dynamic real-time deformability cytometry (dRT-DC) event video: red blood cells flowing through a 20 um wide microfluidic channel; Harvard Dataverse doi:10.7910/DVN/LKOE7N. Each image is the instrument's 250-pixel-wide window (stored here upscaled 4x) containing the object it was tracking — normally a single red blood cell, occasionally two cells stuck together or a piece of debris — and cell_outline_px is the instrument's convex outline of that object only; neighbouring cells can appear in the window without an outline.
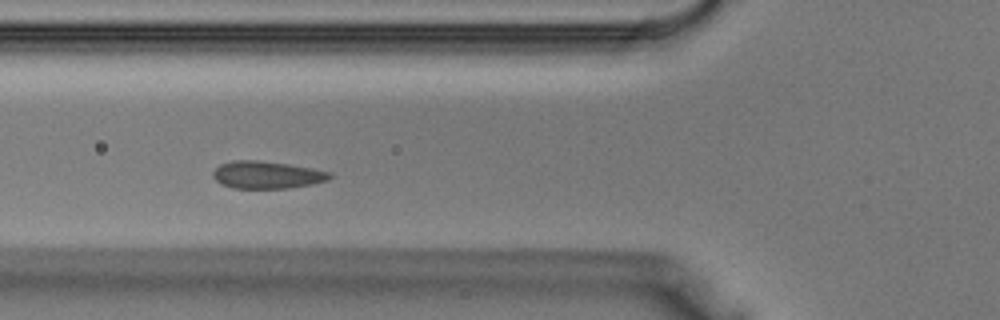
{"species": "Egyptian fruit bat (a non-hibernating species)", "species_latin": "Rousettus aegyptiacus", "temperature_condition": "warm", "stored_images_in_passage": 29, "camera_frame_rate_fps": 3000, "um_per_image_px": 0.085, "animal": {"sex": "male"}, "frame": {"image": 1, "passage_image": 3, "time_ms": 0.667, "image_size_px": [1000, 320], "cell_outline_px": [[332, 176], [328, 180], [312, 184], [288, 188], [232, 188], [220, 184], [212, 176], [212, 172], [220, 164], [232, 160], [256, 160], [288, 164], [312, 168], [332, 172]], "centroid_in_image_um": [22.67, 14.86], "position_along_channel_um": 103.1, "area_um2": 18.73}}
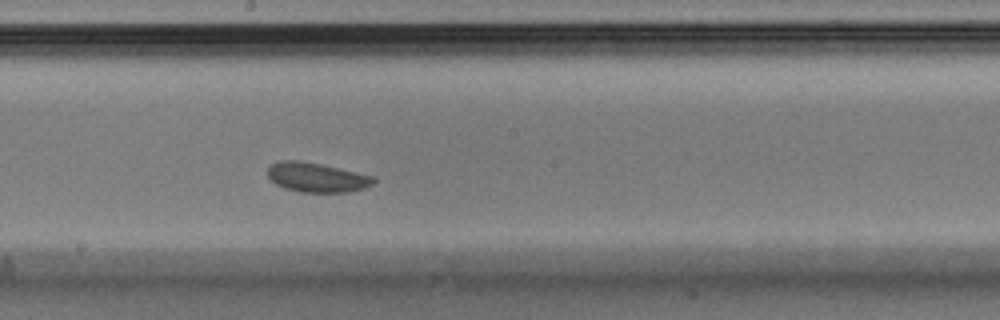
{"frame": {"image": 2, "passage_image": 10, "time_ms": 3.0, "image_size_px": [1000, 320], "cell_outline_px": [[376, 180], [372, 184], [364, 188], [348, 192], [300, 192], [284, 188], [268, 180], [268, 168], [272, 164], [280, 160], [300, 160], [320, 164], [376, 176]], "centroid_in_image_um": [26.91, 15.08], "position_along_channel_um": 221.3, "area_um2": 18.32}}
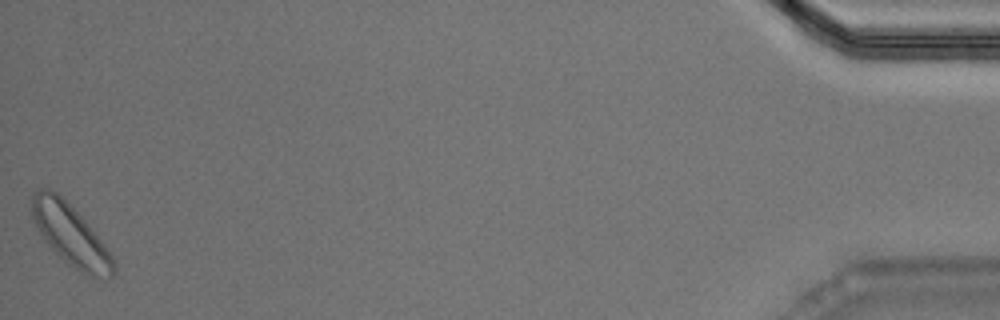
{"frame": {"image": 3, "passage_image": 28, "time_ms": 9.0, "image_size_px": [1000, 320], "cell_outline_px": [[116, 272], [108, 280], [84, 276], [68, 264], [48, 244], [40, 232], [32, 216], [32, 196], [36, 188], [48, 188], [56, 192], [84, 220], [104, 244], [112, 256], [116, 264]], "centroid_in_image_um": [6.04, 20.04], "position_along_channel_um": 429.2, "area_um2": 28.78}}